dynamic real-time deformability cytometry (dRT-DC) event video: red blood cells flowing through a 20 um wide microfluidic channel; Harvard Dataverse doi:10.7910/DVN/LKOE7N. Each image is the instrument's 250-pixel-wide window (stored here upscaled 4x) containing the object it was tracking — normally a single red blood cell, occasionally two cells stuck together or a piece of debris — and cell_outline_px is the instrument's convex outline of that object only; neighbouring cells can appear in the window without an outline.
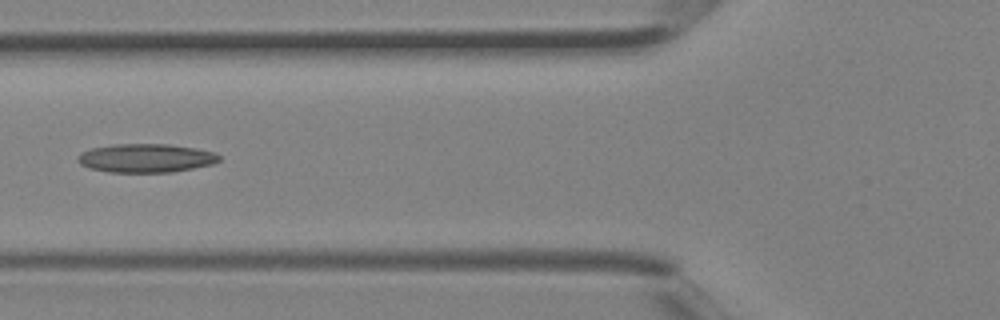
{"species": "Egyptian fruit bat (a non-hibernating species)", "species_latin": "Rousettus aegyptiacus", "temperature_condition": "room temperature", "stored_images_in_passage": 3, "camera_frame_rate_fps": 3000, "um_per_image_px": 0.085, "animal": {"sex": "female"}, "frame": {"image": 1, "passage_image": 3, "time_ms": 0.667, "image_size_px": [1000, 320], "cell_outline_px": [[220, 160], [212, 164], [172, 172], [108, 172], [88, 168], [80, 164], [76, 160], [76, 156], [80, 152], [92, 148], [112, 144], [168, 144], [196, 148], [216, 152], [220, 156]], "centroid_in_image_um": [12.37, 13.43], "position_along_channel_um": 113.4, "area_um2": 23.81}}